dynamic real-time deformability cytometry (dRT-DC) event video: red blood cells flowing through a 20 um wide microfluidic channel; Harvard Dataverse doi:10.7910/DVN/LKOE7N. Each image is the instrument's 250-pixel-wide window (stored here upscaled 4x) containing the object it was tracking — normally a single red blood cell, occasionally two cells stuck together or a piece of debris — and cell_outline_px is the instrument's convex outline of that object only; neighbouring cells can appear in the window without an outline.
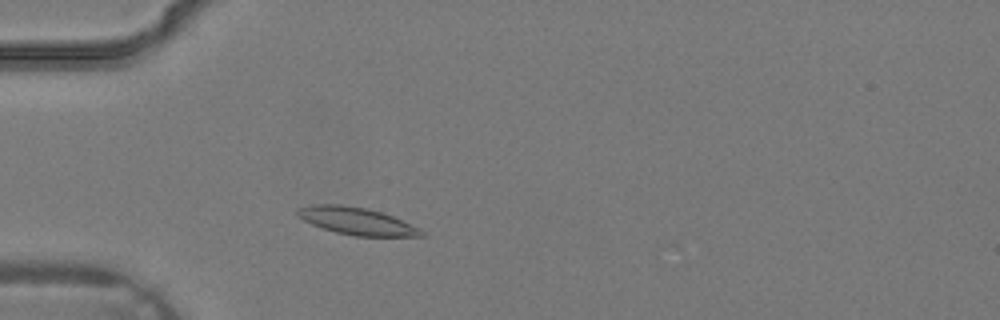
{"species": "common noctule bat (a hibernating species)", "species_latin": "Nyctalus noctula", "temperature_condition": "warm", "stored_images_in_passage": 2, "camera_frame_rate_fps": 3000, "um_per_image_px": 0.085, "animal": {"sex": "male", "body_mass_g": 19.2, "forearm_length_mm": 51.8}, "frame": {"image": 1, "passage_image": 2, "time_ms": 0.333, "image_size_px": [1000, 320], "cell_outline_px": [[424, 236], [352, 236], [336, 232], [312, 224], [304, 220], [296, 212], [296, 208], [312, 204], [344, 204], [368, 208], [392, 216], [420, 228], [424, 232]], "centroid_in_image_um": [30.31, 18.78], "position_along_channel_um": 54.7, "area_um2": 19.65}}